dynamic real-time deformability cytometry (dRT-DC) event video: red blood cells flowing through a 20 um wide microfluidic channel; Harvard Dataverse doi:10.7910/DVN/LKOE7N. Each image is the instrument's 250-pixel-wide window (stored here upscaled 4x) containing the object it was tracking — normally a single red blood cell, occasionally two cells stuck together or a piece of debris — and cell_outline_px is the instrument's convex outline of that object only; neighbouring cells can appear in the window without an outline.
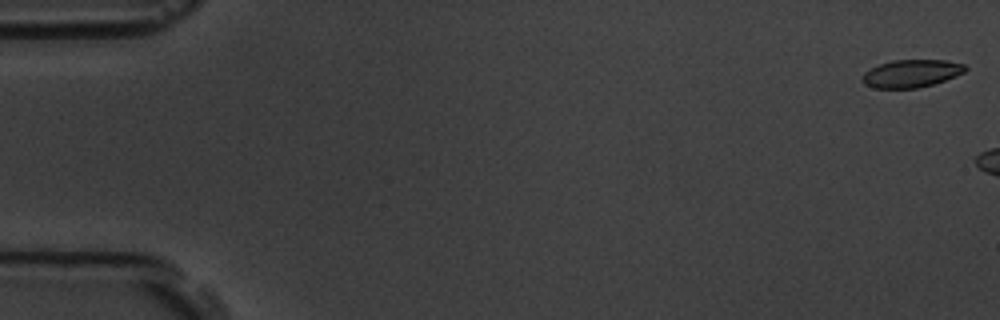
{"species": "common noctule bat (a hibernating species)", "species_latin": "Nyctalus noctula", "temperature_condition": "room temperature", "stored_images_in_passage": 3, "camera_frame_rate_fps": 3000, "um_per_image_px": 0.085, "animal": {"sex": "male", "body_mass_g": 19.5, "forearm_length_mm": 54.6}, "frame": {"image": 1, "passage_image": 1, "time_ms": 0.0, "image_size_px": [1000, 320], "cell_outline_px": [[968, 68], [964, 72], [956, 76], [932, 84], [916, 88], [872, 88], [864, 84], [860, 80], [864, 72], [880, 64], [892, 60], [944, 60], [964, 64]], "centroid_in_image_um": [77.44, 6.25], "position_along_channel_um": 7.6, "area_um2": 16.59}}